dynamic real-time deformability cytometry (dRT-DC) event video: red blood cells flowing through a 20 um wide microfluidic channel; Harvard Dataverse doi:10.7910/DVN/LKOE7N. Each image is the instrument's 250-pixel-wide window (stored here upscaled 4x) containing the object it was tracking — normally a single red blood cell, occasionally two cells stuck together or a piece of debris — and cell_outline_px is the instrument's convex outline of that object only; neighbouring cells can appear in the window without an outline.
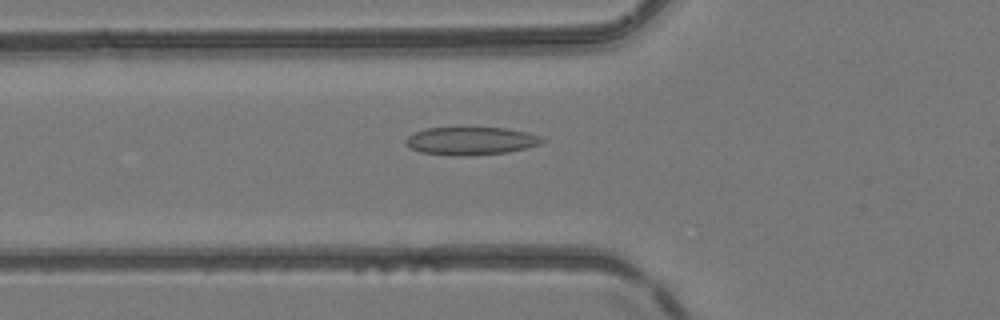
{"species": "common noctule bat (a hibernating species)", "species_latin": "Nyctalus noctula", "temperature_condition": "room temperature", "stored_images_in_passage": 41, "camera_frame_rate_fps": 3000, "um_per_image_px": 0.085, "animal": {"sex": "female", "body_mass_g": 24.6, "forearm_length_mm": 56.2}, "frame": {"image": 1, "passage_image": 11, "time_ms": 3.333, "image_size_px": [1000, 320], "cell_outline_px": [[544, 140], [540, 144], [528, 148], [508, 152], [464, 156], [452, 156], [420, 152], [404, 144], [404, 140], [408, 136], [416, 132], [428, 128], [508, 128], [528, 132], [540, 136]], "centroid_in_image_um": [40.03, 11.98], "position_along_channel_um": 85.8, "area_um2": 22.25}}
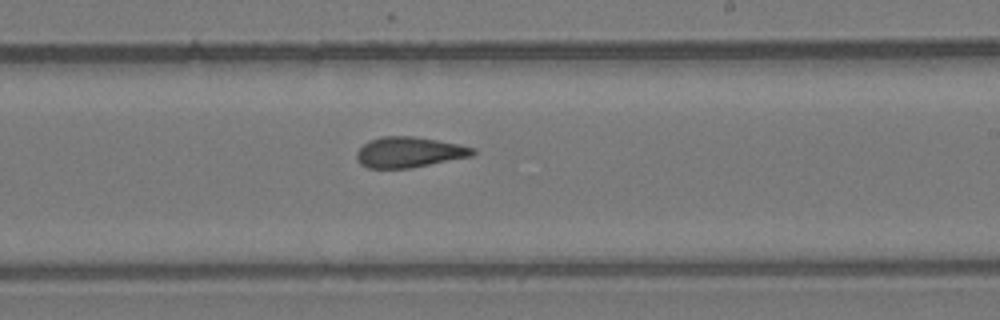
{"frame": {"image": 2, "passage_image": 23, "time_ms": 7.333, "image_size_px": [1000, 320], "cell_outline_px": [[476, 152], [472, 156], [412, 168], [368, 168], [360, 164], [356, 160], [356, 152], [368, 140], [380, 136], [416, 136], [476, 148]], "centroid_in_image_um": [34.75, 12.94], "position_along_channel_um": 254.3, "area_um2": 20.81}}
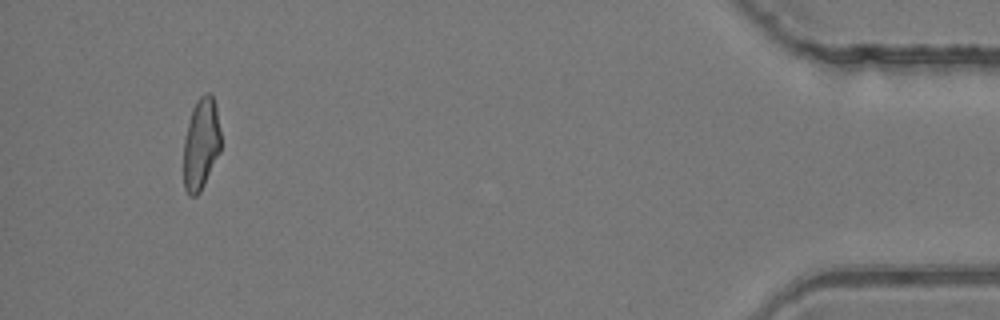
{"frame": {"image": 3, "passage_image": 40, "time_ms": 13.0, "image_size_px": [1000, 320], "cell_outline_px": [[220, 152], [200, 192], [196, 196], [188, 196], [184, 188], [184, 140], [192, 108], [196, 100], [200, 96], [208, 92], [212, 96], [216, 104], [220, 132]], "centroid_in_image_um": [17.08, 12.24], "position_along_channel_um": 418.1, "area_um2": 19.88}}